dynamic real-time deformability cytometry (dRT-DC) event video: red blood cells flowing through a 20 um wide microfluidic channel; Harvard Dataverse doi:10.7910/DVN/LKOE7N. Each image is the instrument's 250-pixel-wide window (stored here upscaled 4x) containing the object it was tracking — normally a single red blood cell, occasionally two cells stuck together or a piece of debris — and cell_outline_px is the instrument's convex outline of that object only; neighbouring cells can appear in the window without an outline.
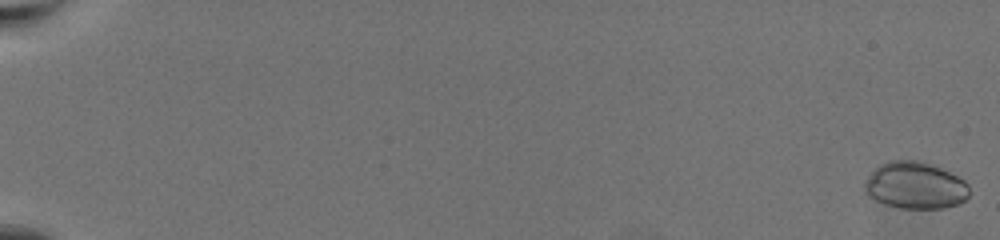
{"species": "common noctule bat (a hibernating species)", "species_latin": "Nyctalus noctula", "temperature_condition": "warm", "stored_images_in_passage": 65, "camera_frame_rate_fps": 3000, "um_per_image_px": 0.085, "animal": {"sex": "female", "body_mass_g": 19.5, "forearm_length_mm": 54.1}, "frame": {"image": 1, "passage_image": 1, "time_ms": 0.0, "image_size_px": [1000, 240], "cell_outline_px": [[968, 196], [964, 200], [956, 204], [944, 208], [904, 208], [884, 204], [868, 196], [864, 192], [864, 184], [868, 176], [880, 164], [892, 160], [916, 160], [940, 168], [964, 180], [968, 184]], "centroid_in_image_um": [77.76, 15.77], "position_along_channel_um": 7.2, "area_um2": 28.26}}
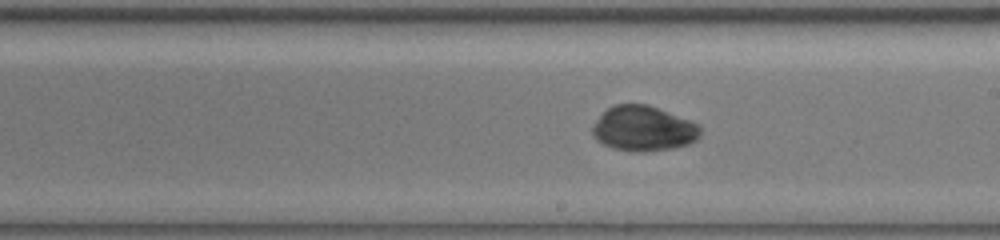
{"frame": {"image": 2, "passage_image": 41, "time_ms": 13.333, "image_size_px": [1000, 240], "cell_outline_px": [[700, 136], [696, 140], [688, 144], [672, 148], [644, 152], [632, 152], [612, 148], [596, 140], [592, 136], [592, 128], [596, 120], [608, 108], [616, 104], [648, 104], [700, 124]], "centroid_in_image_um": [54.69, 10.94], "position_along_channel_um": 234.3, "area_um2": 28.44}}
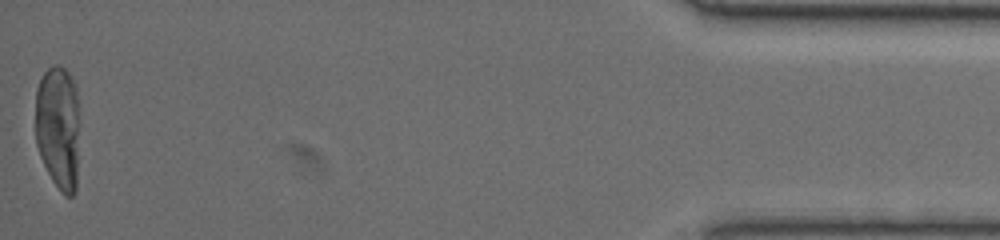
{"frame": {"image": 3, "passage_image": 65, "time_ms": 21.333, "image_size_px": [1000, 240], "cell_outline_px": [[76, 192], [72, 196], [64, 196], [60, 192], [52, 180], [40, 156], [36, 144], [36, 88], [44, 72], [52, 64], [60, 64], [68, 72], [76, 88]], "centroid_in_image_um": [4.89, 10.81], "position_along_channel_um": 430.3, "area_um2": 31.39}, "authors_computed_cell_mechanics": {"area_um2": 28.2064, "velocity_mm_per_s": 3.4286, "shape_relaxation_time_tau1_ms": 6.1468, "shape_relaxation_time_tau2_ms": 5.7725, "deformation_change_tau1": 0.1891, "deformation_change_tau2": 0.0581}}